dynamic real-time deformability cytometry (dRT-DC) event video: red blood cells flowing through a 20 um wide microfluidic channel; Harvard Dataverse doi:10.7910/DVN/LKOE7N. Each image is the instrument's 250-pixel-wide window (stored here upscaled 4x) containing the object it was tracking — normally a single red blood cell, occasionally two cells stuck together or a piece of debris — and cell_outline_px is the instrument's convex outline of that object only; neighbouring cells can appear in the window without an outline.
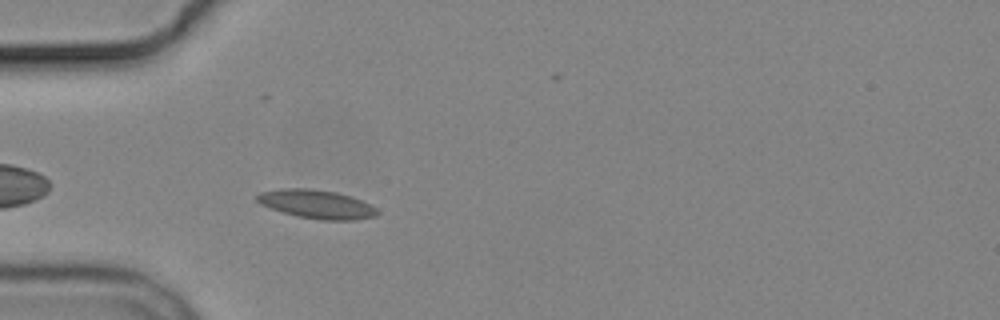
{"species": "common noctule bat (a hibernating species)", "species_latin": "Nyctalus noctula", "temperature_condition": "cold", "stored_images_in_passage": 4, "camera_frame_rate_fps": 3000, "um_per_image_px": 0.085, "animal": {"sex": "male", "body_mass_g": 19.2, "forearm_length_mm": 51.8}, "frame": {"image": 1, "passage_image": 4, "time_ms": 3.333, "image_size_px": [1000, 320], "cell_outline_px": [[380, 212], [376, 216], [356, 220], [320, 220], [296, 216], [260, 204], [256, 200], [256, 196], [260, 192], [280, 188], [308, 188], [336, 192], [352, 196], [376, 208]], "centroid_in_image_um": [26.92, 17.35], "position_along_channel_um": 58.1, "area_um2": 20.11}}